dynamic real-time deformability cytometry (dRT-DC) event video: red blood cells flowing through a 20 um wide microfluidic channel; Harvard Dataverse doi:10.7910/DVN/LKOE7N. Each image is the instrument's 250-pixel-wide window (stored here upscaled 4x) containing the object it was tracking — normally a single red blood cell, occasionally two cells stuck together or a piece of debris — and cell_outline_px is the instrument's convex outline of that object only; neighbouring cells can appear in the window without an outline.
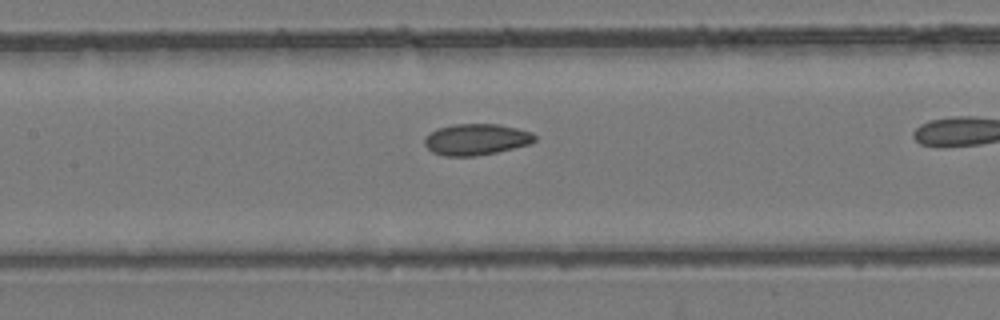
{"species": "common noctule bat (a hibernating species)", "species_latin": "Nyctalus noctula", "temperature_condition": "room temperature", "stored_images_in_passage": 35, "camera_frame_rate_fps": 3000, "um_per_image_px": 0.085, "animal": {"sex": "female", "body_mass_g": 24.6, "forearm_length_mm": 56.2}, "frame": {"image": 1, "passage_image": 20, "time_ms": 6.333, "image_size_px": [1000, 320], "cell_outline_px": [[536, 140], [528, 144], [496, 152], [472, 156], [444, 156], [432, 152], [424, 144], [424, 136], [436, 128], [456, 124], [496, 124], [516, 128], [532, 132], [536, 136]], "centroid_in_image_um": [40.43, 11.84], "position_along_channel_um": 167.0, "area_um2": 20.0}}
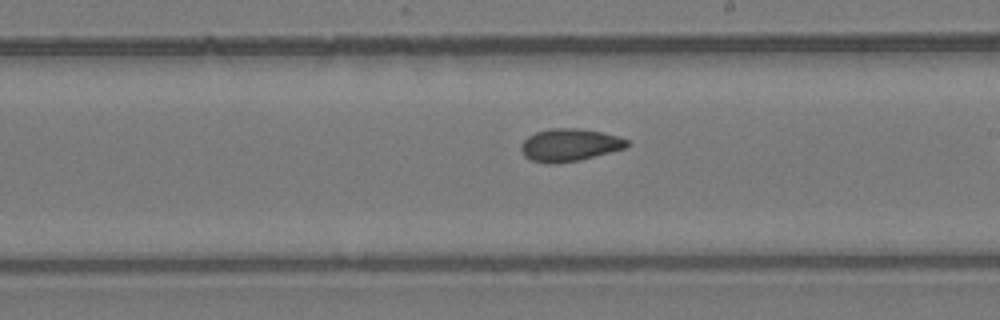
{"frame": {"image": 2, "passage_image": 25, "time_ms": 8.0, "image_size_px": [1000, 320], "cell_outline_px": [[628, 144], [624, 148], [580, 160], [548, 164], [532, 160], [524, 156], [520, 148], [520, 144], [528, 136], [536, 132], [552, 128], [580, 128], [604, 132], [620, 136], [628, 140]], "centroid_in_image_um": [48.4, 12.31], "position_along_channel_um": 240.6, "area_um2": 20.11}}